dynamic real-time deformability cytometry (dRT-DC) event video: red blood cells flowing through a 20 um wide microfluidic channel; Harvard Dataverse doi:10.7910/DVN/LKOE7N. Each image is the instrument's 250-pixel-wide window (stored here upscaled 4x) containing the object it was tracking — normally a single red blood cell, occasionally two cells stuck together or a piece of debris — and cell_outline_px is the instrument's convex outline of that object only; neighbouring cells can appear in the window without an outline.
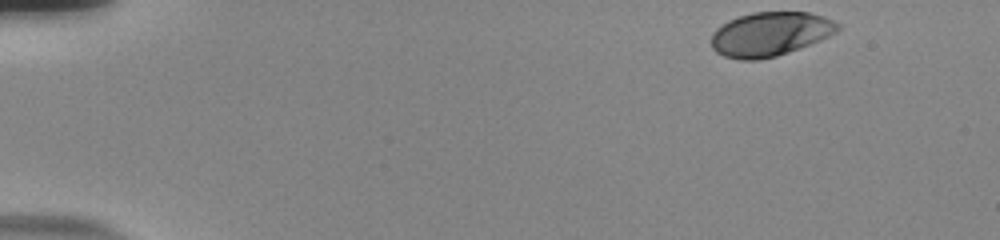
{"species": "human", "species_latin": "Homo sapiens", "temperature_condition": "room temperature", "stored_images_in_passage": 50, "camera_frame_rate_fps": 3000, "um_per_image_px": 0.085, "donor": {"sex": "male"}, "frame": {"image": 1, "passage_image": 1, "time_ms": 0.0, "image_size_px": [1000, 240], "cell_outline_px": [[840, 28], [836, 32], [820, 40], [788, 52], [776, 56], [756, 60], [740, 60], [724, 56], [716, 52], [712, 48], [712, 36], [716, 28], [728, 20], [752, 12], [808, 12], [832, 20], [840, 24]], "centroid_in_image_um": [65.44, 2.89], "position_along_channel_um": 19.6, "area_um2": 32.25}}
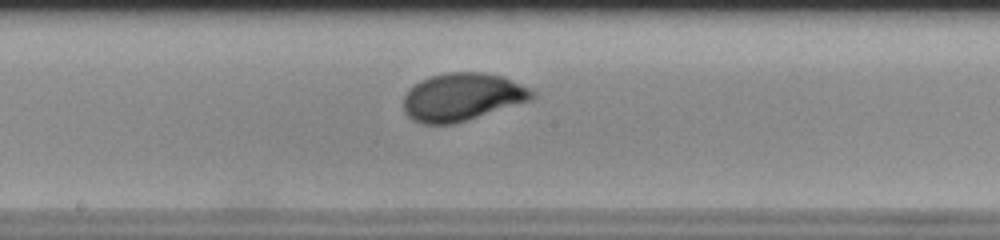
{"frame": {"image": 2, "passage_image": 26, "time_ms": 8.333, "image_size_px": [1000, 240], "cell_outline_px": [[536, 96], [532, 100], [452, 124], [424, 124], [412, 120], [404, 112], [404, 96], [408, 88], [420, 80], [432, 76], [448, 72], [484, 72], [504, 76], [536, 92]], "centroid_in_image_um": [39.28, 8.23], "position_along_channel_um": 208.9, "area_um2": 35.84}}
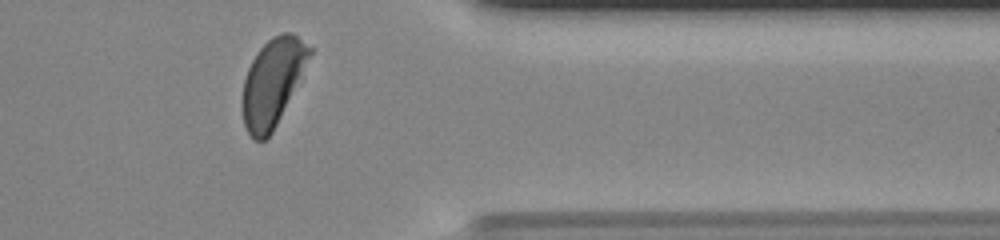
{"frame": {"image": 3, "passage_image": 41, "time_ms": 13.333, "image_size_px": [1000, 240], "cell_outline_px": [[312, 52], [272, 132], [264, 140], [252, 140], [244, 124], [244, 80], [248, 68], [252, 60], [260, 48], [272, 36], [280, 32], [292, 32], [312, 48]], "centroid_in_image_um": [23.16, 6.95], "position_along_channel_um": 388.2, "area_um2": 32.95}, "authors_computed_cell_mechanics": {"area_um2": 34.4488, "velocity_mm_per_s": 3.7721, "shape_relaxation_time_tau1_ms": 3.0623, "shape_relaxation_time_tau2_ms": null, "deformation_change_tau1": 0.1549, "deformation_change_tau2": null}}